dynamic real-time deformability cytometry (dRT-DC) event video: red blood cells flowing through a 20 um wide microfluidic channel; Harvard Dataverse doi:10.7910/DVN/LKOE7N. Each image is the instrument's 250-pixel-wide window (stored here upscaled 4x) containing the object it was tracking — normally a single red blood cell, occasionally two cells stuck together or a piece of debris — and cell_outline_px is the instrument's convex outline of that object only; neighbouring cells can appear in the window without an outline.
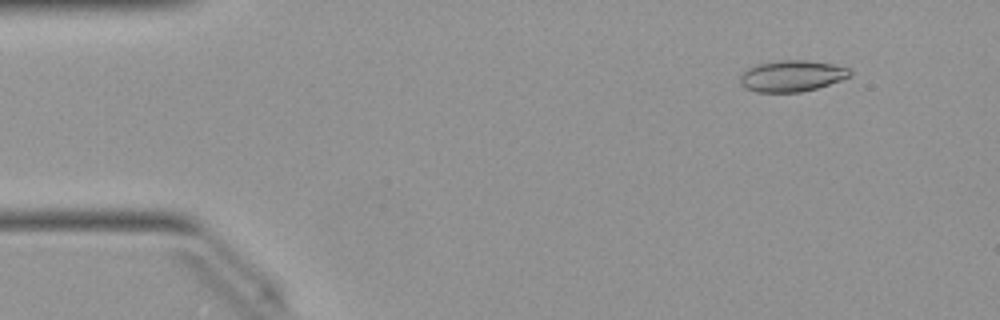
{"species": "Egyptian fruit bat (a non-hibernating species)", "species_latin": "Rousettus aegyptiacus", "temperature_condition": "warm", "stored_images_in_passage": 47, "camera_frame_rate_fps": 3000, "um_per_image_px": 0.085, "animal": {"sex": "female"}, "frame": {"image": 1, "passage_image": 5, "time_ms": 1.333, "image_size_px": [1000, 320], "cell_outline_px": [[852, 76], [816, 88], [800, 92], [756, 92], [744, 88], [740, 84], [740, 76], [748, 68], [756, 64], [780, 60], [808, 60], [832, 64], [848, 68], [852, 72]], "centroid_in_image_um": [67.29, 6.45], "position_along_channel_um": 17.7, "area_um2": 20.0}}
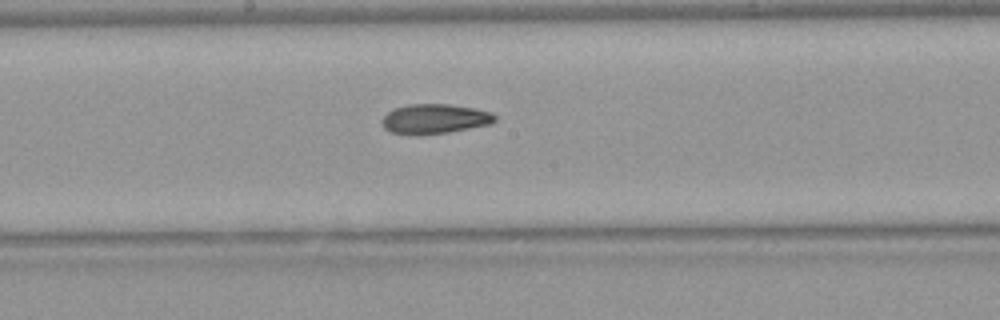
{"frame": {"image": 2, "passage_image": 26, "time_ms": 8.333, "image_size_px": [1000, 320], "cell_outline_px": [[496, 120], [488, 124], [448, 132], [416, 136], [392, 132], [384, 128], [380, 120], [388, 112], [396, 108], [408, 104], [452, 104], [476, 108], [492, 112], [496, 116]], "centroid_in_image_um": [36.93, 10.1], "position_along_channel_um": 211.3, "area_um2": 19.65}}
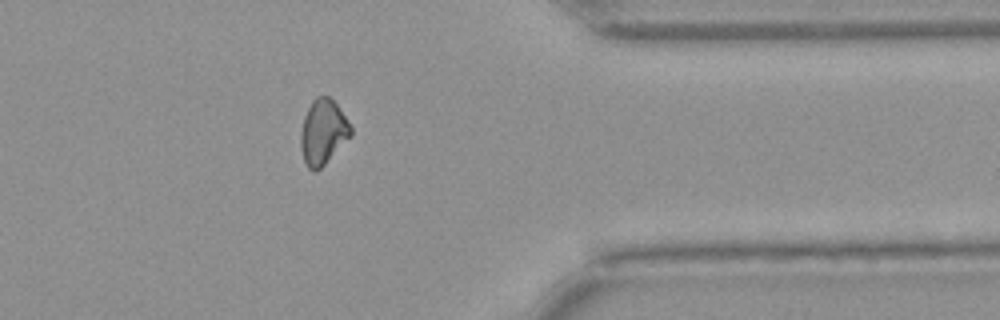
{"frame": {"image": 3, "passage_image": 40, "time_ms": 13.0, "image_size_px": [1000, 320], "cell_outline_px": [[352, 136], [316, 172], [312, 172], [308, 168], [304, 160], [300, 148], [300, 132], [304, 116], [312, 100], [316, 96], [328, 96], [336, 104], [348, 120], [352, 128]], "centroid_in_image_um": [27.45, 11.23], "position_along_channel_um": 384.0, "area_um2": 19.07}}